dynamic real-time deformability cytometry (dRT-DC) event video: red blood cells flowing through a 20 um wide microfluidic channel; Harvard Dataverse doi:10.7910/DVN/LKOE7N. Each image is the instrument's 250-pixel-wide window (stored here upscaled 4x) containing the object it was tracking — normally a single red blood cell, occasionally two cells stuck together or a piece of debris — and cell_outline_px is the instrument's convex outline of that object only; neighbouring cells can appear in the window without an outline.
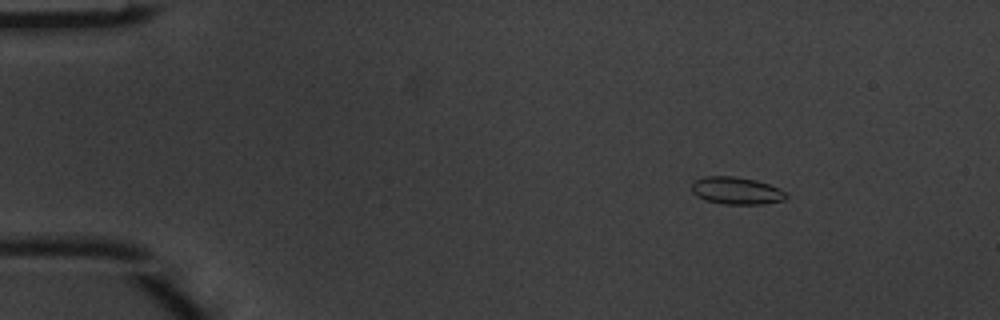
{"species": "common noctule bat (a hibernating species)", "species_latin": "Nyctalus noctula", "temperature_condition": "warm", "stored_images_in_passage": 3, "camera_frame_rate_fps": 3000, "um_per_image_px": 0.085, "animal": {"sex": "male", "body_mass_g": 20.1, "forearm_length_mm": 53.5}, "frame": {"image": 1, "passage_image": 1, "time_ms": 0.0, "image_size_px": [1000, 320], "cell_outline_px": [[788, 196], [784, 200], [760, 204], [724, 204], [704, 200], [696, 196], [692, 192], [692, 184], [696, 180], [704, 176], [736, 176], [756, 180], [768, 184], [784, 192]], "centroid_in_image_um": [62.55, 16.21], "position_along_channel_um": 22.4, "area_um2": 14.97}}